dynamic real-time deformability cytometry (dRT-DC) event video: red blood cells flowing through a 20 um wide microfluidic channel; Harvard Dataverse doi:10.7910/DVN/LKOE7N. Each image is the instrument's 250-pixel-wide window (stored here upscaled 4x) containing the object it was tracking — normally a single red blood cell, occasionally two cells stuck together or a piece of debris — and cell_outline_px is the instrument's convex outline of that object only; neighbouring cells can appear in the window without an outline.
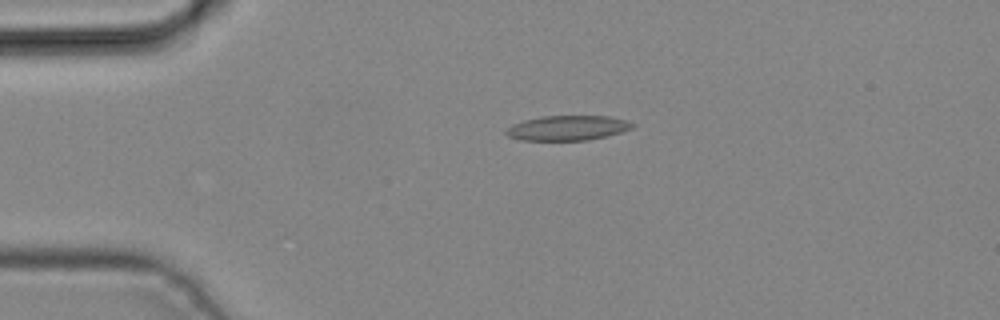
{"species": "common noctule bat (a hibernating species)", "species_latin": "Nyctalus noctula", "temperature_condition": "cold", "stored_images_in_passage": 2, "camera_frame_rate_fps": 3000, "um_per_image_px": 0.085, "animal": {"sex": "male", "body_mass_g": 19.2, "forearm_length_mm": 51.8}, "frame": {"image": 1, "passage_image": 1, "time_ms": 0.0, "image_size_px": [1000, 320], "cell_outline_px": [[636, 124], [632, 128], [608, 136], [588, 140], [520, 140], [508, 136], [504, 132], [512, 124], [524, 120], [540, 116], [608, 116], [624, 120]], "centroid_in_image_um": [48.22, 10.88], "position_along_channel_um": 36.8, "area_um2": 18.26}}